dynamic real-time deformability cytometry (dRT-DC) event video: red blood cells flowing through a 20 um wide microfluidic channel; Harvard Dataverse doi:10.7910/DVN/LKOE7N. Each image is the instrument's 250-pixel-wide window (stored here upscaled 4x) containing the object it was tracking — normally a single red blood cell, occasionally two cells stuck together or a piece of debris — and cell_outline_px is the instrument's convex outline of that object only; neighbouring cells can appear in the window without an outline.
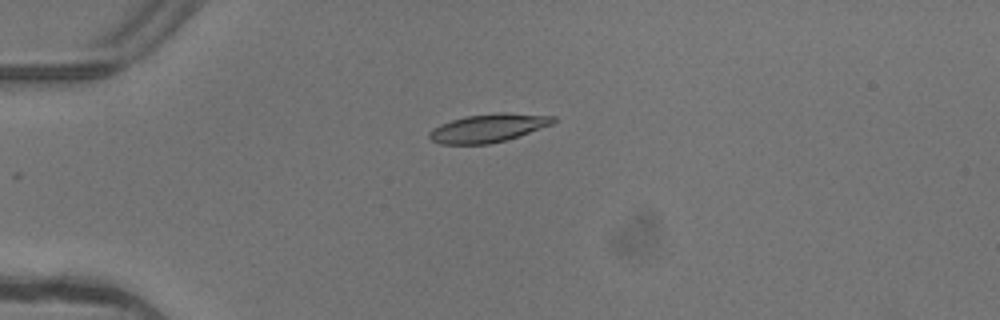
{"species": "common noctule bat (a hibernating species)", "species_latin": "Nyctalus noctula", "temperature_condition": "warm", "stored_images_in_passage": 3, "camera_frame_rate_fps": 3000, "um_per_image_px": 0.085, "animal": {"sex": "female"}, "frame": {"image": 1, "passage_image": 1, "time_ms": 0.0, "image_size_px": [1000, 320], "cell_outline_px": [[556, 120], [552, 124], [504, 140], [488, 144], [440, 144], [432, 140], [428, 136], [428, 132], [440, 124], [464, 116], [500, 112], [504, 112], [556, 116]], "centroid_in_image_um": [41.47, 10.87], "position_along_channel_um": 43.5, "area_um2": 20.23}}
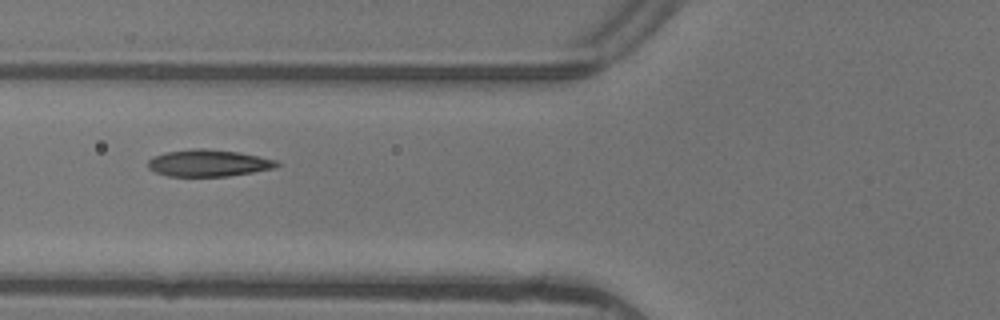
{"frame": {"image": 2, "passage_image": 3, "time_ms": 0.667, "image_size_px": [1000, 320], "cell_outline_px": [[280, 164], [276, 168], [228, 176], [168, 176], [156, 172], [148, 168], [148, 160], [152, 156], [164, 152], [192, 148], [204, 148], [240, 152], [280, 160]], "centroid_in_image_um": [17.74, 13.84], "position_along_channel_um": 108.1, "area_um2": 20.46}}